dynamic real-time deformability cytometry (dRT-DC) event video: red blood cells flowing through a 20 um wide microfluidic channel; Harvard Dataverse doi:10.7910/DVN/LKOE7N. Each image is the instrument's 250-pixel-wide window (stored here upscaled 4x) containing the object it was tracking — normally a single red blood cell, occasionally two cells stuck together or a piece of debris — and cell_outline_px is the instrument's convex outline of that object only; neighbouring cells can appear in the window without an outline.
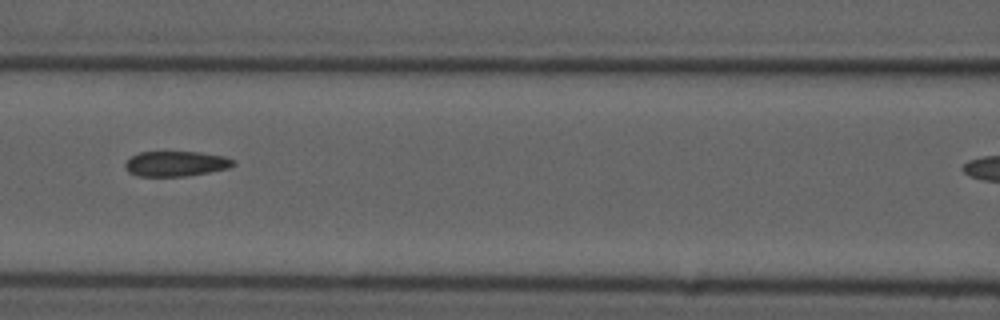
{"species": "common noctule bat (a hibernating species)", "species_latin": "Nyctalus noctula", "temperature_condition": "cold", "stored_images_in_passage": 5, "camera_frame_rate_fps": 3000, "um_per_image_px": 0.085, "animal": {"sex": "male", "forearm_length_mm": 52.5}, "frame": {"image": 1, "passage_image": 4, "time_ms": 3.333, "image_size_px": [1000, 320], "cell_outline_px": [[236, 164], [228, 168], [208, 172], [184, 176], [136, 176], [128, 172], [124, 164], [132, 156], [140, 152], [200, 152], [224, 156], [236, 160]], "centroid_in_image_um": [14.97, 13.91], "position_along_channel_um": 151.6, "area_um2": 15.84}}